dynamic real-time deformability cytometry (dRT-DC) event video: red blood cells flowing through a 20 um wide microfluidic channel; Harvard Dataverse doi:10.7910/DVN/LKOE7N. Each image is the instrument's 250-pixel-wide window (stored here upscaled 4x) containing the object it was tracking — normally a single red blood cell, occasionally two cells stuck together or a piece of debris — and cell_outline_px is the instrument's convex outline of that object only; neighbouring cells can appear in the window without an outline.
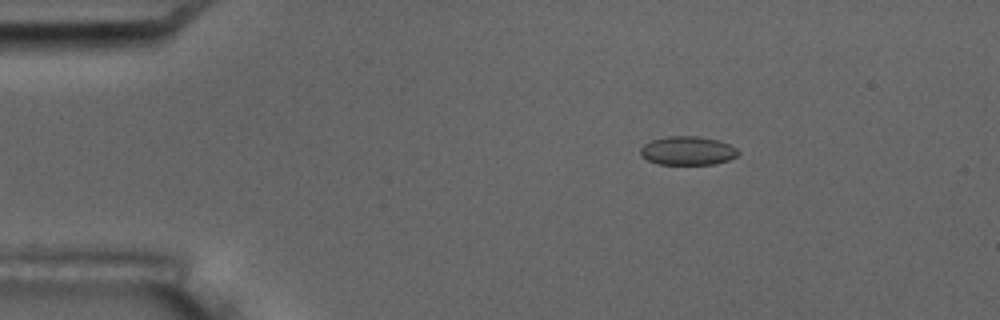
{"species": "common noctule bat (a hibernating species)", "species_latin": "Nyctalus noctula", "temperature_condition": "room temperature", "stored_images_in_passage": 5, "camera_frame_rate_fps": 3000, "um_per_image_px": 0.085, "animal": {"sex": "male", "body_mass_g": 17.5, "forearm_length_mm": 52.3}, "frame": {"image": 1, "passage_image": 3, "time_ms": 2.333, "image_size_px": [1000, 320], "cell_outline_px": [[740, 152], [736, 156], [728, 160], [712, 164], [656, 164], [640, 156], [640, 148], [644, 144], [652, 140], [668, 136], [700, 136], [720, 140], [736, 148]], "centroid_in_image_um": [58.43, 12.8], "position_along_channel_um": 26.6, "area_um2": 16.42}}